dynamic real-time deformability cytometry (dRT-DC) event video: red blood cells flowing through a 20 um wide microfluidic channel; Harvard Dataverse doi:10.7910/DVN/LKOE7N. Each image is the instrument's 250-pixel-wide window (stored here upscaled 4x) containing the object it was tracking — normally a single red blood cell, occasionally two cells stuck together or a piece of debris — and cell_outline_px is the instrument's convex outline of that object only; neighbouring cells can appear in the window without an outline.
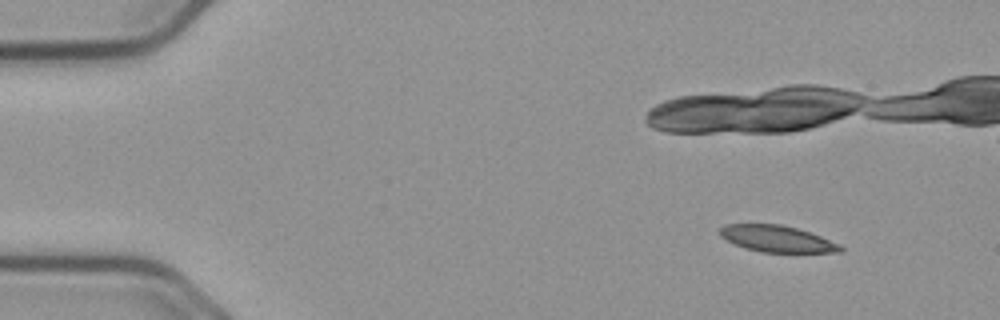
{"species": "common noctule bat (a hibernating species)", "species_latin": "Nyctalus noctula", "temperature_condition": "cold", "stored_images_in_passage": 17, "camera_frame_rate_fps": 3000, "um_per_image_px": 0.085, "animal": {"sex": "male", "body_mass_g": 23.1, "forearm_length_mm": 52.7}, "frame": {"image": 1, "passage_image": 1, "time_ms": 0.0, "image_size_px": [1000, 320], "cell_outline_px": [[844, 252], [760, 252], [744, 248], [720, 236], [720, 228], [724, 224], [780, 224], [796, 228], [820, 236], [840, 244], [844, 248]], "centroid_in_image_um": [66.06, 20.3], "position_along_channel_um": 18.9, "area_um2": 18.5}}